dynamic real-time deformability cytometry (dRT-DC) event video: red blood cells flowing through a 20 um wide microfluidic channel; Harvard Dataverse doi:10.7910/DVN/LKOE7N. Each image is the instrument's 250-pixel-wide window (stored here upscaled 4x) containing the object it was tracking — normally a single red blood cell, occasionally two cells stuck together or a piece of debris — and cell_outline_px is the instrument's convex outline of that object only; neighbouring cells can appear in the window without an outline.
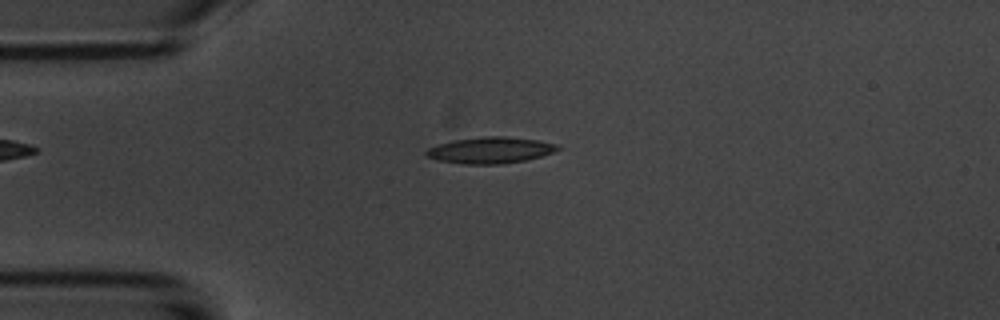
{"species": "common noctule bat (a hibernating species)", "species_latin": "Nyctalus noctula", "temperature_condition": "room temperature", "stored_images_in_passage": 6, "camera_frame_rate_fps": 3000, "um_per_image_px": 0.085, "animal": {"sex": "male", "body_mass_g": 20.1, "forearm_length_mm": 53.5}, "frame": {"image": 1, "passage_image": 5, "time_ms": 5.333, "image_size_px": [1000, 320], "cell_outline_px": [[560, 148], [552, 152], [540, 156], [524, 160], [500, 164], [464, 164], [440, 160], [424, 156], [424, 152], [428, 148], [452, 140], [484, 136], [504, 136], [536, 140], [556, 144]], "centroid_in_image_um": [41.63, 12.76], "position_along_channel_um": 43.4, "area_um2": 19.88}}